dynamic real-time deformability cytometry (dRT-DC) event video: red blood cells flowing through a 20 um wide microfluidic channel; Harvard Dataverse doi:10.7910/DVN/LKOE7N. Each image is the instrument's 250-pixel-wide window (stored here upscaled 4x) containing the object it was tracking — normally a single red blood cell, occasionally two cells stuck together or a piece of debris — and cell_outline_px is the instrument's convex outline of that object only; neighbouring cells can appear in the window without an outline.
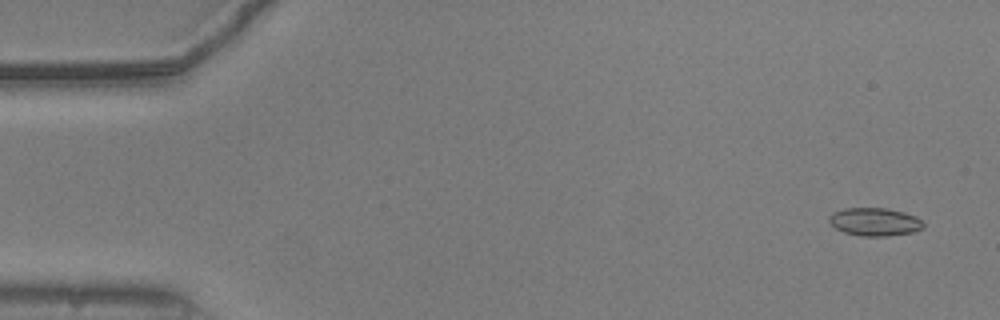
{"species": "common noctule bat (a hibernating species)", "species_latin": "Nyctalus noctula", "temperature_condition": "warm", "stored_images_in_passage": 54, "camera_frame_rate_fps": 3000, "um_per_image_px": 0.085, "animal": {"sex": "male", "body_mass_g": 20.5, "forearm_length_mm": 52.5}, "frame": {"image": 1, "passage_image": 3, "time_ms": 0.667, "image_size_px": [1000, 320], "cell_outline_px": [[924, 228], [912, 232], [888, 236], [860, 236], [844, 232], [836, 228], [828, 220], [828, 216], [832, 212], [844, 208], [884, 208], [904, 212], [916, 216], [924, 224]], "centroid_in_image_um": [74.34, 18.85], "position_along_channel_um": 10.7, "area_um2": 15.43}}
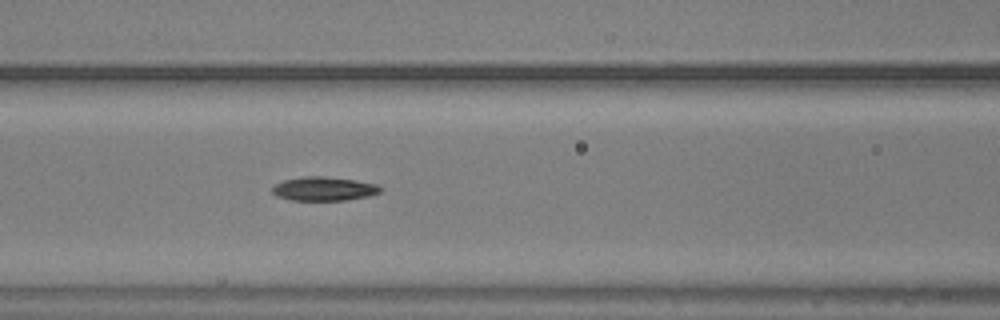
{"frame": {"image": 2, "passage_image": 23, "time_ms": 7.333, "image_size_px": [1000, 320], "cell_outline_px": [[384, 188], [380, 192], [368, 196], [348, 200], [292, 200], [276, 196], [272, 192], [272, 188], [276, 184], [284, 180], [304, 176], [324, 176], [352, 180], [376, 184]], "centroid_in_image_um": [27.53, 16.05], "position_along_channel_um": 139.1, "area_um2": 14.97}}
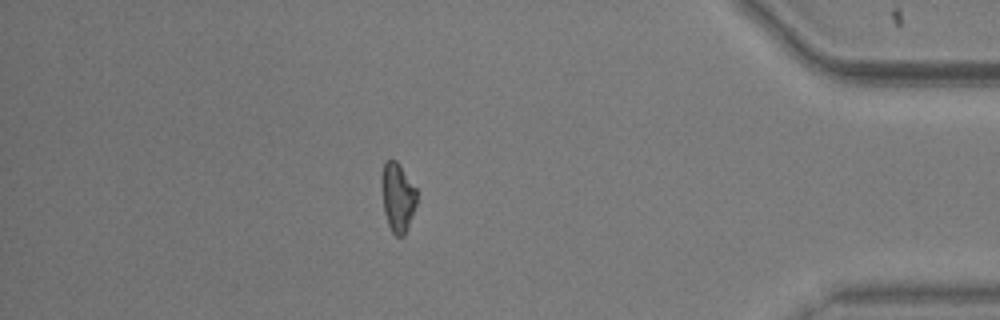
{"frame": {"image": 3, "passage_image": 47, "time_ms": 15.333, "image_size_px": [1000, 320], "cell_outline_px": [[416, 204], [408, 228], [404, 236], [396, 236], [392, 232], [388, 224], [384, 212], [380, 188], [380, 176], [384, 160], [396, 160], [416, 188]], "centroid_in_image_um": [33.76, 16.74], "position_along_channel_um": 401.4, "area_um2": 14.39}, "authors_computed_cell_mechanics": {"area_um2": 14.9124, "velocity_mm_per_s": 3.788, "shape_relaxation_time_tau1_ms": 2.9715, "shape_relaxation_time_tau2_ms": 8.4305, "deformation_change_tau1": 0.153, "deformation_change_tau2": 0.1663}}